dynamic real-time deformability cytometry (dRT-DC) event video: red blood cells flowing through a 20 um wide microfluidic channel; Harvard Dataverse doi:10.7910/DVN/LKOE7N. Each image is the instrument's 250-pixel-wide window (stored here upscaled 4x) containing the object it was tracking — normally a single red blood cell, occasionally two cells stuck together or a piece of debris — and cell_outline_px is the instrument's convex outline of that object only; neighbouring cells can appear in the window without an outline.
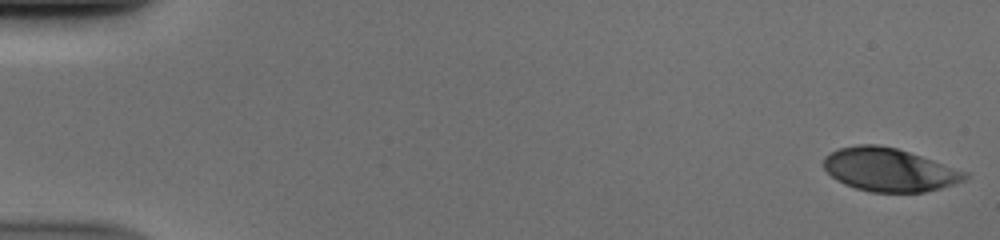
{"species": "human", "species_latin": "Homo sapiens", "temperature_condition": "cold", "stored_images_in_passage": 52, "camera_frame_rate_fps": 3000, "um_per_image_px": 0.085, "donor": {"sex": "male"}, "frame": {"image": 1, "passage_image": 1, "time_ms": 0.0, "image_size_px": [1000, 240], "cell_outline_px": [[968, 176], [964, 180], [940, 188], [924, 192], [872, 192], [856, 188], [844, 184], [836, 180], [824, 168], [824, 156], [840, 148], [856, 144], [876, 144], [896, 148], [968, 172]], "centroid_in_image_um": [75.56, 14.43], "position_along_channel_um": 9.4, "area_um2": 35.26}}
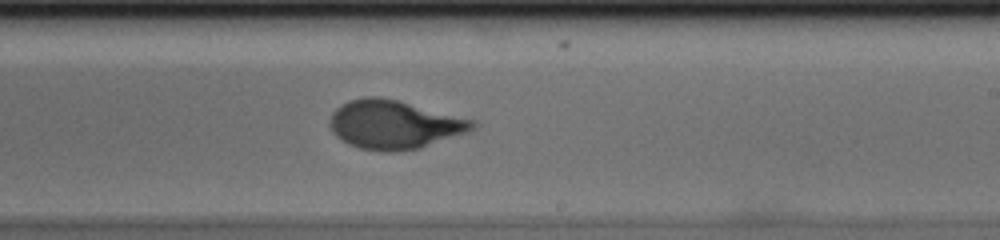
{"frame": {"image": 2, "passage_image": 32, "time_ms": 10.333, "image_size_px": [1000, 240], "cell_outline_px": [[476, 124], [472, 128], [464, 132], [420, 148], [396, 152], [384, 152], [360, 148], [348, 144], [340, 140], [332, 132], [328, 124], [328, 120], [332, 112], [340, 104], [348, 100], [364, 96], [376, 96], [396, 100], [476, 120]], "centroid_in_image_um": [33.41, 10.58], "position_along_channel_um": 255.6, "area_um2": 40.4}}
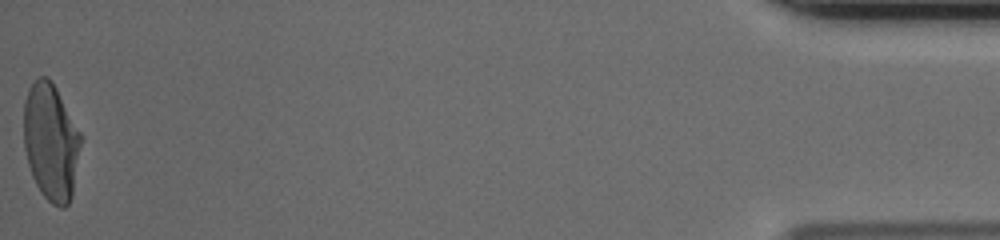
{"frame": {"image": 3, "passage_image": 52, "time_ms": 17.0, "image_size_px": [1000, 240], "cell_outline_px": [[84, 136], [72, 196], [68, 204], [64, 208], [60, 208], [52, 204], [40, 192], [32, 176], [28, 164], [24, 148], [24, 100], [28, 88], [40, 76], [48, 76], [56, 88]], "centroid_in_image_um": [4.36, 12.07], "position_along_channel_um": 430.8, "area_um2": 39.65}}